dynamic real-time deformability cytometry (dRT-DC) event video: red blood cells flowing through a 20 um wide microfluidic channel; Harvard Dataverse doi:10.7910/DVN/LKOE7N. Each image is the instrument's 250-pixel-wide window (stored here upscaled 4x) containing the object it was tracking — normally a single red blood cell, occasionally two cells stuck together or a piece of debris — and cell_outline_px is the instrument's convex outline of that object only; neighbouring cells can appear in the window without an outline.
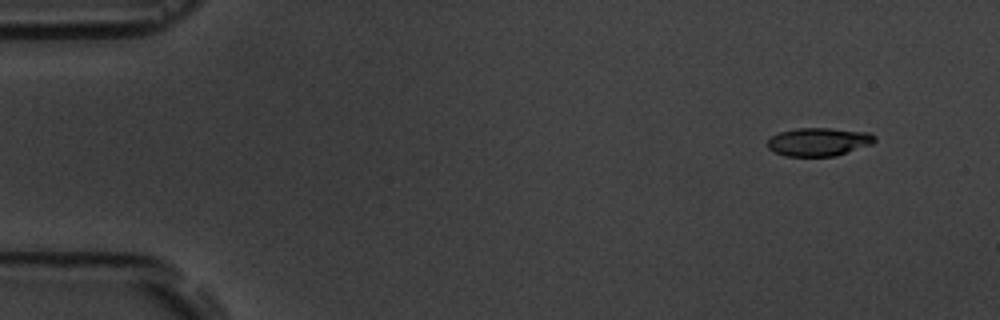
{"species": "common noctule bat (a hibernating species)", "species_latin": "Nyctalus noctula", "temperature_condition": "room temperature", "stored_images_in_passage": 5, "camera_frame_rate_fps": 3000, "um_per_image_px": 0.085, "animal": {"sex": "male", "body_mass_g": 19.5, "forearm_length_mm": 54.6}, "frame": {"image": 1, "passage_image": 2, "time_ms": 1.0, "image_size_px": [1000, 320], "cell_outline_px": [[876, 140], [872, 144], [836, 156], [784, 156], [772, 152], [768, 148], [768, 140], [772, 136], [780, 132], [796, 128], [832, 128], [868, 132], [876, 136]], "centroid_in_image_um": [69.59, 12.06], "position_along_channel_um": 15.4, "area_um2": 17.8}}
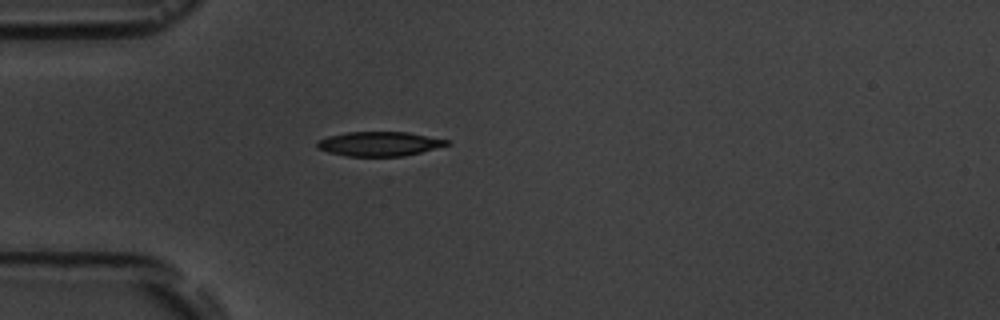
{"frame": {"image": 2, "passage_image": 5, "time_ms": 4.667, "image_size_px": [1000, 320], "cell_outline_px": [[452, 140], [448, 144], [420, 152], [404, 156], [348, 156], [328, 152], [316, 148], [316, 140], [328, 136], [348, 132], [408, 132]], "centroid_in_image_um": [32.21, 12.22], "position_along_channel_um": 52.8, "area_um2": 18.44}}